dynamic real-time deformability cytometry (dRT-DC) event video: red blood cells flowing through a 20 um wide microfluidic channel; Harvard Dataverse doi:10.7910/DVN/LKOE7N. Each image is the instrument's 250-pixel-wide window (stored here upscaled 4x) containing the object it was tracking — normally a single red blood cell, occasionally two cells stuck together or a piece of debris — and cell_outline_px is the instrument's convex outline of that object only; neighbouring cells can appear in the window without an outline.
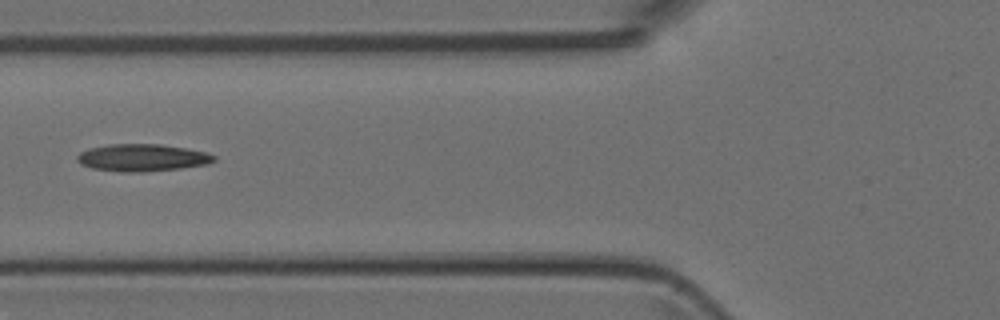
{"species": "Egyptian fruit bat (a non-hibernating species)", "species_latin": "Rousettus aegyptiacus", "temperature_condition": "room temperature", "stored_images_in_passage": 6, "camera_frame_rate_fps": 3000, "um_per_image_px": 0.085, "animal": {"sex": "female"}, "frame": {"image": 1, "passage_image": 5, "time_ms": 5.667, "image_size_px": [1000, 320], "cell_outline_px": [[216, 160], [208, 164], [180, 168], [140, 172], [120, 172], [92, 168], [80, 164], [76, 160], [76, 156], [80, 152], [88, 148], [108, 144], [160, 144], [184, 148], [204, 152], [216, 156]], "centroid_in_image_um": [12.04, 13.4], "position_along_channel_um": 113.8, "area_um2": 21.73}}
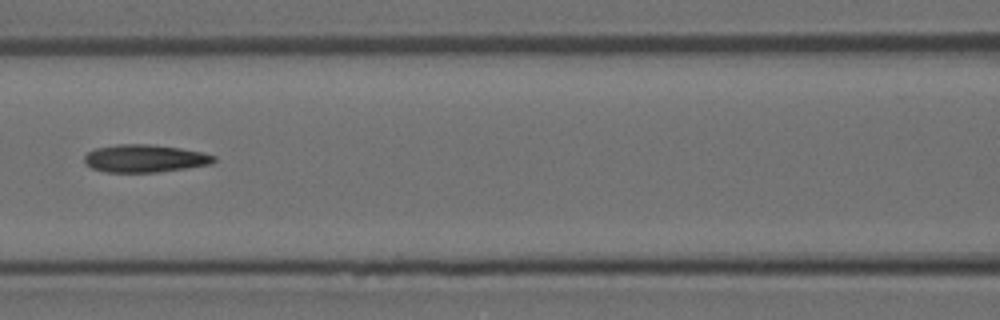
{"frame": {"image": 2, "passage_image": 6, "time_ms": 6.667, "image_size_px": [1000, 320], "cell_outline_px": [[216, 160], [212, 164], [156, 172], [108, 172], [92, 168], [84, 164], [84, 156], [88, 152], [96, 148], [116, 144], [148, 144], [180, 148], [204, 152], [216, 156]], "centroid_in_image_um": [12.31, 13.46], "position_along_channel_um": 154.3, "area_um2": 20.92}}